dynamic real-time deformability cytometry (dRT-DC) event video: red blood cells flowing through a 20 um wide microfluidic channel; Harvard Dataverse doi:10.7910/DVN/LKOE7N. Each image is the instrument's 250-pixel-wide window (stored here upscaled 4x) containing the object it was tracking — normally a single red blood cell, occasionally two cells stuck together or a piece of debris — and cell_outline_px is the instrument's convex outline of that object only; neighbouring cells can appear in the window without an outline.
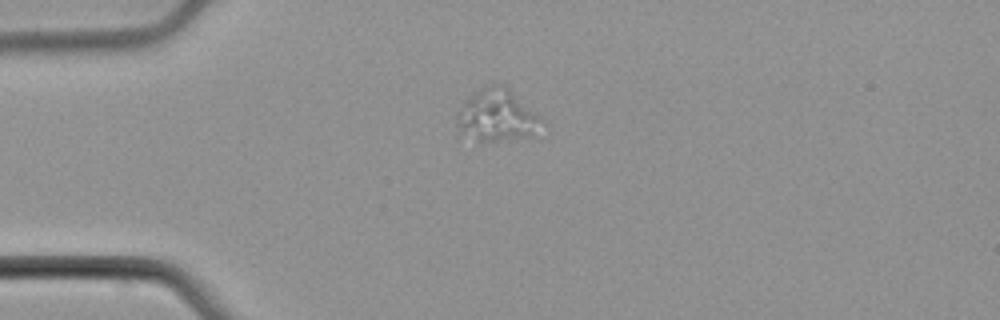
{"species": "common noctule bat (a hibernating species)", "species_latin": "Nyctalus noctula", "temperature_condition": "cold", "stored_images_in_passage": 1, "camera_frame_rate_fps": 3000, "um_per_image_px": 0.085, "animal": {"sex": "male", "body_mass_g": 21.5, "forearm_length_mm": 52.0}, "frame": {"image": 1, "passage_image": 1, "time_ms": 0.0, "image_size_px": [1000, 320], "cell_outline_px": [[544, 120], [532, 136], [496, 140], [476, 140], [456, 120], [456, 112], [464, 100], [472, 92], [488, 84], [504, 84]], "centroid_in_image_um": [42.25, 9.74], "position_along_channel_um": 42.7, "area_um2": 24.97}}